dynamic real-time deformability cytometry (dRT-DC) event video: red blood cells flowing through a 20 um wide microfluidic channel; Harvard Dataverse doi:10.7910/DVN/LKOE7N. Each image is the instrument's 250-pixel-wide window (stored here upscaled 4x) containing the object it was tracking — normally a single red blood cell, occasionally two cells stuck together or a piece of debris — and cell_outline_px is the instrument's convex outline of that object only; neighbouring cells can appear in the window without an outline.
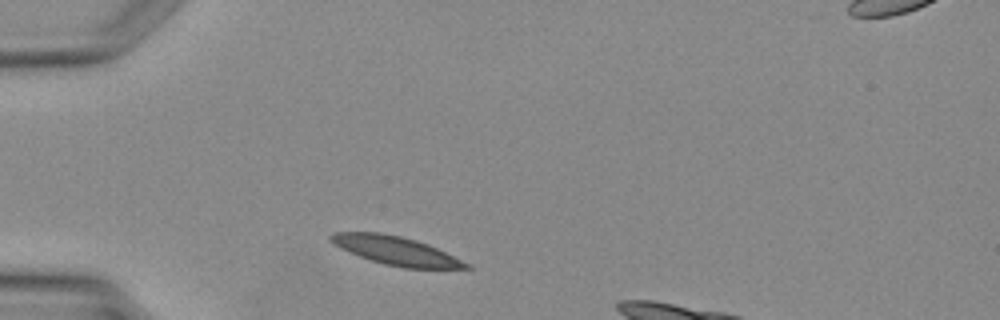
{"species": "Egyptian fruit bat (a non-hibernating species)", "species_latin": "Rousettus aegyptiacus", "temperature_condition": "warm", "stored_images_in_passage": 4, "segment_of_instrument_passage": [2, 2], "camera_frame_rate_fps": 3000, "um_per_image_px": 0.085, "animal": {"sex": "female"}, "frame": {"image": 1, "passage_image": 4, "time_ms": 4.667, "image_size_px": [1000, 320], "cell_outline_px": [[472, 268], [404, 268], [384, 264], [348, 252], [332, 244], [328, 240], [328, 236], [332, 232], [380, 232], [400, 236], [416, 240], [428, 244], [472, 264]], "centroid_in_image_um": [33.63, 21.3], "position_along_channel_um": 51.4, "area_um2": 22.6}}